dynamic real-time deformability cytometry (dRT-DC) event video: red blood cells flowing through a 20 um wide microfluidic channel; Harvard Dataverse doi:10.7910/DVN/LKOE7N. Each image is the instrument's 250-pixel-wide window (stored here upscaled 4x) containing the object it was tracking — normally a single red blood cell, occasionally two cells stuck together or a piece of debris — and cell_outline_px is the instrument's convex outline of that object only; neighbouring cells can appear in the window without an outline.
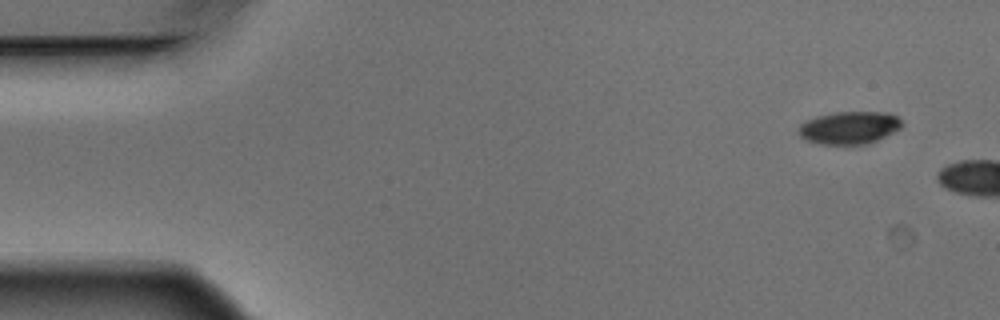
{"species": "Egyptian fruit bat (a non-hibernating species)", "species_latin": "Rousettus aegyptiacus", "temperature_condition": "warm", "stored_images_in_passage": 2, "camera_frame_rate_fps": 3000, "um_per_image_px": 0.085, "animal": {"sex": "male"}, "frame": {"image": 1, "passage_image": 1, "time_ms": 0.0, "image_size_px": [1000, 320], "cell_outline_px": [[904, 124], [900, 128], [868, 144], [820, 144], [804, 140], [800, 136], [800, 124], [804, 120], [816, 116], [836, 112], [888, 112], [896, 116]], "centroid_in_image_um": [72.17, 10.85], "position_along_channel_um": 12.8, "area_um2": 19.59}}